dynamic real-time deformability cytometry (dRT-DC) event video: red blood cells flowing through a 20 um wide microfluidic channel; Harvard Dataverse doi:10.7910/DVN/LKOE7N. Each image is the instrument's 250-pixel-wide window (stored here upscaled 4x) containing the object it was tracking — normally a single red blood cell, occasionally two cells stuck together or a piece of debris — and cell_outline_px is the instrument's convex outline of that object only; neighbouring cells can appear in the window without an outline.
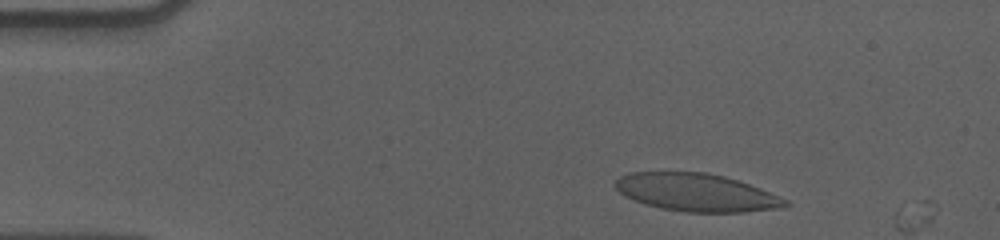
{"species": "human", "species_latin": "Homo sapiens", "temperature_condition": "cold", "stored_images_in_passage": 8, "camera_frame_rate_fps": 3000, "um_per_image_px": 0.085, "donor": {"sex": "male"}, "frame": {"image": 1, "passage_image": 5, "time_ms": 1.333, "image_size_px": [1000, 240], "cell_outline_px": [[792, 204], [780, 208], [744, 212], [684, 212], [660, 208], [644, 204], [624, 196], [612, 184], [620, 176], [628, 172], [708, 172], [724, 176], [760, 188], [788, 200]], "centroid_in_image_um": [59.17, 16.36], "position_along_channel_um": 25.8, "area_um2": 37.57}}